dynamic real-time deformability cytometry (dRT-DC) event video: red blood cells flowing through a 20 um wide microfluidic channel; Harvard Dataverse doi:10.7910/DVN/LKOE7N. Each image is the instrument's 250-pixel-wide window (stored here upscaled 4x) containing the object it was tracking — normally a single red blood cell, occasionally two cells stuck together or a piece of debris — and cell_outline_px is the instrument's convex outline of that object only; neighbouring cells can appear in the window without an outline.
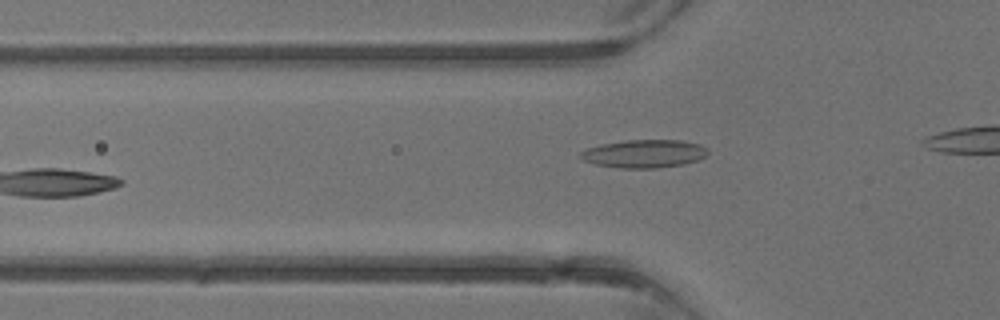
{"species": "common noctule bat (a hibernating species)", "species_latin": "Nyctalus noctula", "temperature_condition": "warm", "stored_images_in_passage": 4, "camera_frame_rate_fps": 3000, "um_per_image_px": 0.085, "animal": {"sex": "male", "body_mass_g": 13.3}, "frame": {"image": 1, "passage_image": 4, "time_ms": 3.667, "image_size_px": [1000, 320], "cell_outline_px": [[708, 152], [704, 156], [696, 160], [684, 164], [656, 168], [620, 168], [596, 164], [584, 160], [580, 156], [580, 152], [588, 148], [600, 144], [628, 140], [680, 140], [700, 144], [708, 148]], "centroid_in_image_um": [54.76, 13.06], "position_along_channel_um": 71.0, "area_um2": 20.69}}